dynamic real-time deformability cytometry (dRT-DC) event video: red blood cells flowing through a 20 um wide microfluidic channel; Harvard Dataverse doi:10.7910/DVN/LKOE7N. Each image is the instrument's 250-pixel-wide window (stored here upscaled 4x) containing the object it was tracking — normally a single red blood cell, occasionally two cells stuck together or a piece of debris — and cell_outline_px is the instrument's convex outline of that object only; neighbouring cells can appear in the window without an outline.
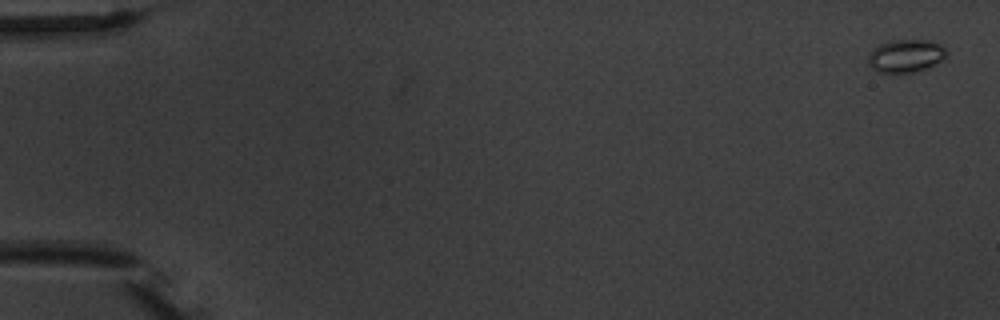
{"species": "common noctule bat (a hibernating species)", "species_latin": "Nyctalus noctula", "temperature_condition": "warm", "stored_images_in_passage": 6, "camera_frame_rate_fps": 3000, "um_per_image_px": 0.085, "animal": {"sex": "male", "body_mass_g": 20.1, "forearm_length_mm": 53.5}, "frame": {"image": 1, "passage_image": 1, "time_ms": 0.0, "image_size_px": [1000, 320], "cell_outline_px": [[944, 56], [940, 60], [916, 72], [876, 72], [868, 64], [868, 56], [872, 48], [880, 44], [892, 40], [928, 40], [940, 44], [944, 48]], "centroid_in_image_um": [76.91, 4.74], "position_along_channel_um": 8.1, "area_um2": 14.68}}
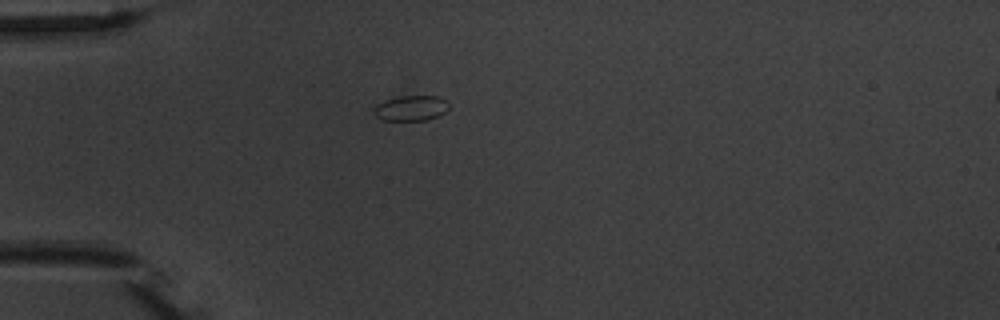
{"frame": {"image": 2, "passage_image": 5, "time_ms": 5.0, "image_size_px": [1000, 320], "cell_outline_px": [[448, 108], [440, 116], [428, 120], [380, 120], [372, 112], [372, 108], [376, 104], [384, 100], [400, 96], [440, 96], [448, 100]], "centroid_in_image_um": [34.92, 9.19], "position_along_channel_um": 50.1, "area_um2": 11.33}}